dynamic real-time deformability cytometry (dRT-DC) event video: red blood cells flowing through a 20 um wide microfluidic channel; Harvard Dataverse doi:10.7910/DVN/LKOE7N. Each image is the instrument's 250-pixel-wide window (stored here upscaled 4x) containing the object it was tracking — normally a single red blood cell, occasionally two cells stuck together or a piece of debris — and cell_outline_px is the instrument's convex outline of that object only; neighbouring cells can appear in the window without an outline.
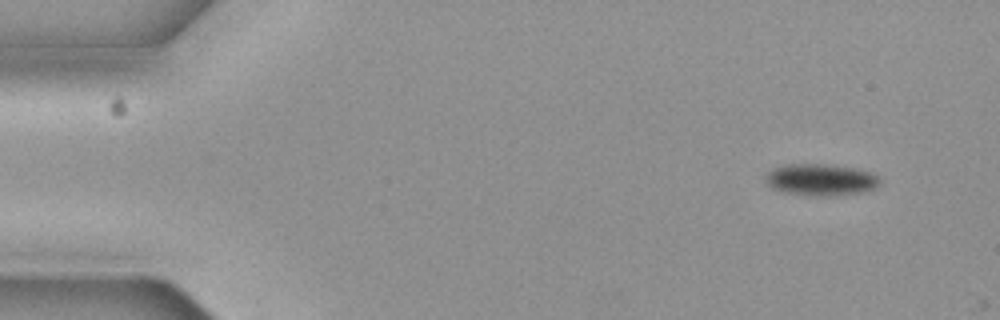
{"species": "common noctule bat (a hibernating species)", "species_latin": "Nyctalus noctula", "temperature_condition": "cold", "stored_images_in_passage": 3, "camera_frame_rate_fps": 3000, "um_per_image_px": 0.085, "animal": {"sex": "female", "body_mass_g": 19.3, "forearm_length_mm": 54.1}, "frame": {"image": 1, "passage_image": 1, "time_ms": 0.0, "image_size_px": [1000, 320], "cell_outline_px": [[880, 180], [872, 188], [860, 192], [828, 196], [784, 192], [772, 188], [768, 184], [768, 172], [772, 168], [784, 164], [824, 164], [856, 168], [868, 172], [876, 176]], "centroid_in_image_um": [69.72, 15.25], "position_along_channel_um": 15.3, "area_um2": 20.46}}